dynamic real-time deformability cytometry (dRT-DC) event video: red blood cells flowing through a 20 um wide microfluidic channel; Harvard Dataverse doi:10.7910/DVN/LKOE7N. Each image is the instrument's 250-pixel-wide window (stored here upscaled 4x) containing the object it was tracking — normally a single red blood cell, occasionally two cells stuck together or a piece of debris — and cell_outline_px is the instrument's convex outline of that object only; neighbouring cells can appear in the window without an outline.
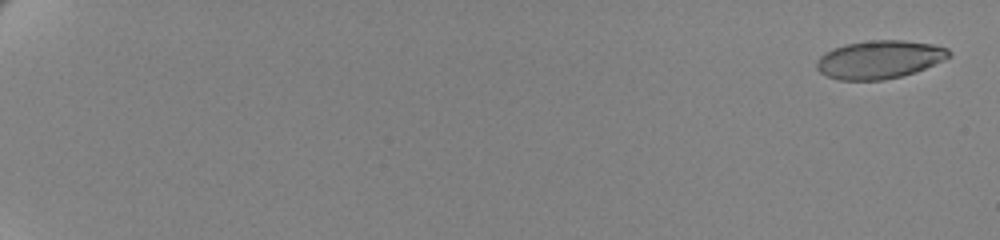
{"species": "human", "species_latin": "Homo sapiens", "temperature_condition": "cold", "stored_images_in_passage": 12, "camera_frame_rate_fps": 3000, "um_per_image_px": 0.085, "donor": {"sex": "female"}, "frame": {"image": 1, "passage_image": 2, "time_ms": 0.333, "image_size_px": [1000, 240], "cell_outline_px": [[952, 56], [944, 60], [916, 72], [884, 80], [840, 80], [828, 76], [820, 72], [816, 68], [816, 60], [820, 56], [832, 48], [848, 44], [872, 40], [904, 40], [932, 44], [948, 48], [952, 52]], "centroid_in_image_um": [74.78, 5.06], "position_along_channel_um": 10.2, "area_um2": 29.48}}